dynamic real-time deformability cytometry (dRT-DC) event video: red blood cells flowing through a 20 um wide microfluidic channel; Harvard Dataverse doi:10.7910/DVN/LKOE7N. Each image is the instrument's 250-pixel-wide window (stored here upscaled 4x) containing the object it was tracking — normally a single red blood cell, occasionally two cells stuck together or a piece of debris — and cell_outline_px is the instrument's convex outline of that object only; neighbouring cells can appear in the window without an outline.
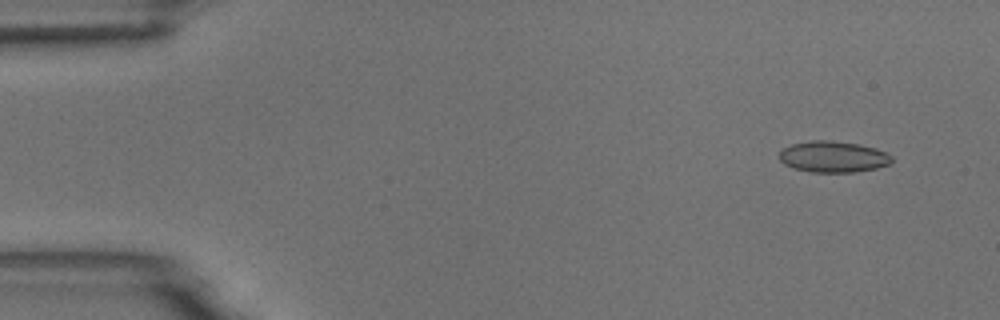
{"species": "common noctule bat (a hibernating species)", "species_latin": "Nyctalus noctula", "temperature_condition": "room temperature", "stored_images_in_passage": 4, "camera_frame_rate_fps": 3000, "um_per_image_px": 0.085, "animal": {"sex": "male", "body_mass_g": 18.8}, "frame": {"image": 1, "passage_image": 1, "time_ms": 0.0, "image_size_px": [1000, 320], "cell_outline_px": [[892, 160], [888, 164], [876, 168], [856, 172], [812, 172], [792, 168], [784, 164], [780, 160], [780, 152], [784, 148], [792, 144], [808, 140], [828, 140], [860, 144], [876, 148], [892, 156]], "centroid_in_image_um": [70.8, 13.32], "position_along_channel_um": 14.2, "area_um2": 20.46}}
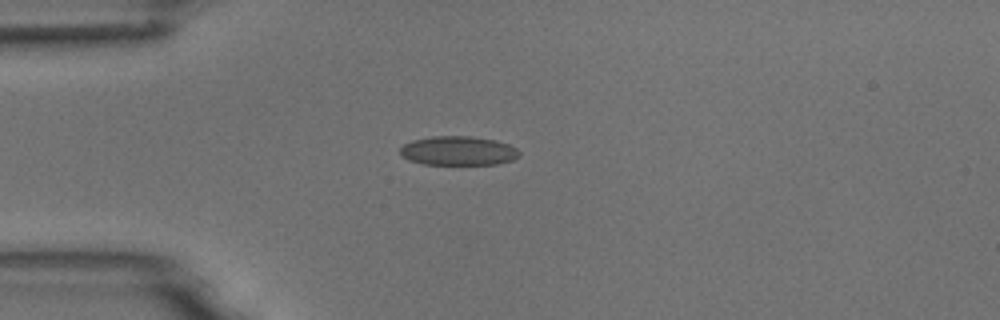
{"frame": {"image": 2, "passage_image": 3, "time_ms": 3.333, "image_size_px": [1000, 320], "cell_outline_px": [[520, 156], [512, 160], [496, 164], [424, 164], [408, 160], [400, 156], [400, 148], [404, 144], [412, 140], [432, 136], [468, 136], [496, 140], [508, 144], [516, 148], [520, 152]], "centroid_in_image_um": [38.93, 12.81], "position_along_channel_um": 46.1, "area_um2": 20.29}}